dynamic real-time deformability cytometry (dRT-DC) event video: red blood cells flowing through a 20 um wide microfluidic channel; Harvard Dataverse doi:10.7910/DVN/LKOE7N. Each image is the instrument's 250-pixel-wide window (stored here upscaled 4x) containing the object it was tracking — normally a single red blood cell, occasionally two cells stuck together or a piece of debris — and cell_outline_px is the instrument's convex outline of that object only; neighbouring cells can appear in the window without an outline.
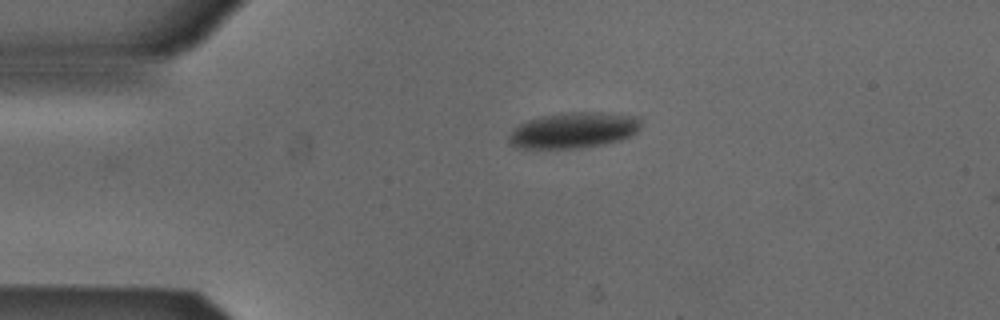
{"species": "Egyptian fruit bat (a non-hibernating species)", "species_latin": "Rousettus aegyptiacus", "temperature_condition": "cold", "stored_images_in_passage": 2, "camera_frame_rate_fps": 3000, "um_per_image_px": 0.085, "animal": {"sex": "male"}, "frame": {"image": 1, "passage_image": 1, "time_ms": 0.0, "image_size_px": [1000, 320], "cell_outline_px": [[640, 128], [636, 132], [620, 140], [604, 144], [580, 148], [512, 148], [508, 144], [508, 136], [520, 124], [528, 120], [540, 116], [568, 112], [604, 112], [640, 116]], "centroid_in_image_um": [48.75, 11.07], "position_along_channel_um": 36.3, "area_um2": 27.74}}